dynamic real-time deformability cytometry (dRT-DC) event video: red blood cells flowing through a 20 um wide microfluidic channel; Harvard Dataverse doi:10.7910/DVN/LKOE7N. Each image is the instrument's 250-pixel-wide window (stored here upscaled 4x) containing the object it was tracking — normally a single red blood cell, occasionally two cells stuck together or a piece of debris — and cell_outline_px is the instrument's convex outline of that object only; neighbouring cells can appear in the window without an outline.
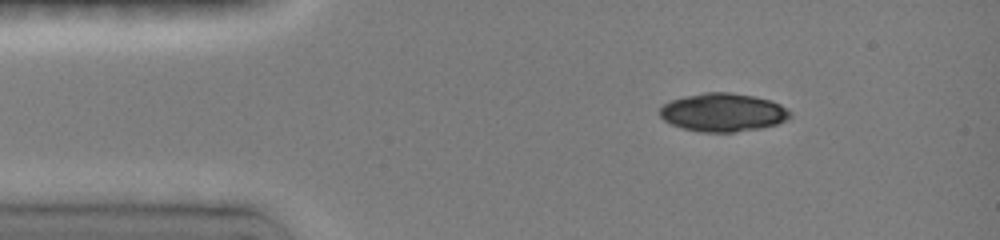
{"species": "common noctule bat (a hibernating species)", "species_latin": "Nyctalus noctula", "temperature_condition": "room temperature", "stored_images_in_passage": 88, "camera_frame_rate_fps": 3000, "um_per_image_px": 0.085, "animal": {"sex": "female", "body_mass_g": 19.0, "forearm_length_mm": 51.5}, "frame": {"image": 1, "passage_image": 1, "time_ms": 0.0, "image_size_px": [1000, 240], "cell_outline_px": [[792, 116], [788, 120], [776, 124], [760, 128], [736, 132], [700, 132], [680, 128], [664, 120], [660, 116], [660, 108], [664, 104], [672, 100], [684, 96], [704, 92], [728, 92], [752, 96], [768, 100], [780, 104], [792, 112]], "centroid_in_image_um": [61.46, 9.56], "position_along_channel_um": 23.5, "area_um2": 29.13}}
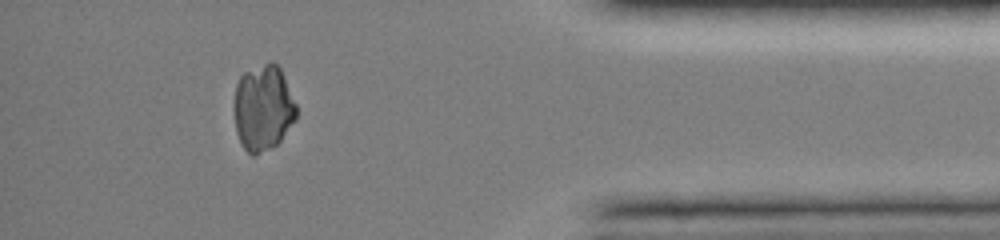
{"frame": {"image": 2, "passage_image": 85, "time_ms": 11.667, "image_size_px": [1000, 240], "cell_outline_px": [[296, 120], [280, 140], [272, 148], [256, 156], [252, 156], [244, 148], [236, 132], [232, 108], [232, 104], [236, 84], [240, 76], [244, 72], [272, 60], [280, 68], [284, 76], [296, 104]], "centroid_in_image_um": [22.33, 9.18], "position_along_channel_um": 412.9, "area_um2": 31.67}}